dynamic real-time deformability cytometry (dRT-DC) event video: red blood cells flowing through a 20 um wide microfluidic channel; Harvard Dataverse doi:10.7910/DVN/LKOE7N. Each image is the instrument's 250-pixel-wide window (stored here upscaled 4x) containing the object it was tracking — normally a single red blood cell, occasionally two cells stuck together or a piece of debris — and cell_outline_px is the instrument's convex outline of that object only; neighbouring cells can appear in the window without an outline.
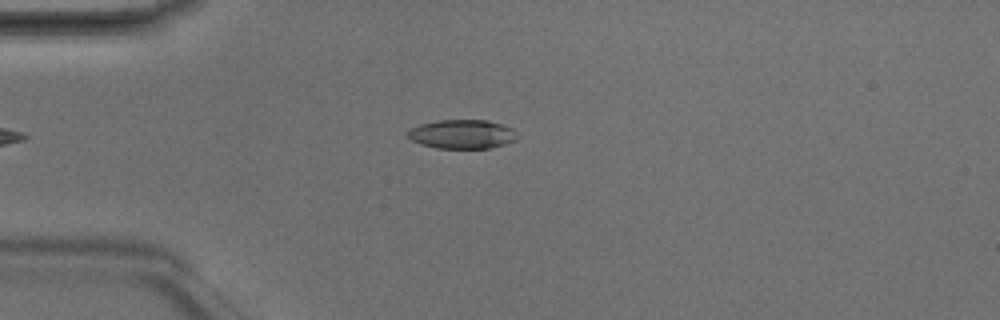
{"species": "Egyptian fruit bat (a non-hibernating species)", "species_latin": "Rousettus aegyptiacus", "temperature_condition": "room temperature", "stored_images_in_passage": 1, "camera_frame_rate_fps": 3000, "um_per_image_px": 0.085, "animal": {"sex": "male"}, "frame": {"image": 1, "passage_image": 1, "time_ms": 0.0, "image_size_px": [1000, 320], "cell_outline_px": [[516, 140], [492, 148], [436, 148], [420, 144], [412, 140], [408, 136], [408, 132], [412, 128], [420, 124], [440, 120], [488, 120], [512, 128]], "centroid_in_image_um": [39.26, 11.41], "position_along_channel_um": 45.7, "area_um2": 18.26}}